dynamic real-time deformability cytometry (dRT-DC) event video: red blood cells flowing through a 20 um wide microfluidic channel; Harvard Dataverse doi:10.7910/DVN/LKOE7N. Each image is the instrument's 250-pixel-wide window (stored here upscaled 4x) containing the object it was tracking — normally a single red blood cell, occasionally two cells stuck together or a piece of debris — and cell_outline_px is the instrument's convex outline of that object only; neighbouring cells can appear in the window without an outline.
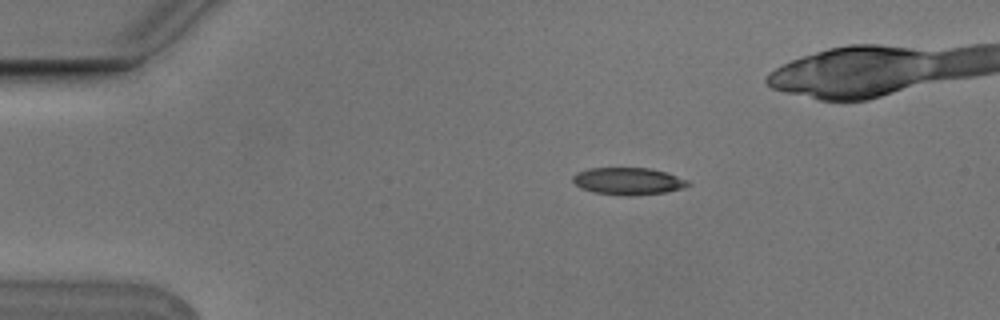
{"species": "Egyptian fruit bat (a non-hibernating species)", "species_latin": "Rousettus aegyptiacus", "temperature_condition": "cold", "stored_images_in_passage": 4, "camera_frame_rate_fps": 3000, "um_per_image_px": 0.085, "animal": {"sex": "male"}, "frame": {"image": 1, "passage_image": 1, "time_ms": 0.0, "image_size_px": [1000, 320], "cell_outline_px": [[692, 184], [684, 188], [664, 192], [632, 196], [628, 196], [592, 192], [580, 188], [572, 180], [572, 176], [576, 172], [588, 168], [648, 168], [668, 172], [688, 180]], "centroid_in_image_um": [53.4, 15.39], "position_along_channel_um": 31.6, "area_um2": 18.44}}